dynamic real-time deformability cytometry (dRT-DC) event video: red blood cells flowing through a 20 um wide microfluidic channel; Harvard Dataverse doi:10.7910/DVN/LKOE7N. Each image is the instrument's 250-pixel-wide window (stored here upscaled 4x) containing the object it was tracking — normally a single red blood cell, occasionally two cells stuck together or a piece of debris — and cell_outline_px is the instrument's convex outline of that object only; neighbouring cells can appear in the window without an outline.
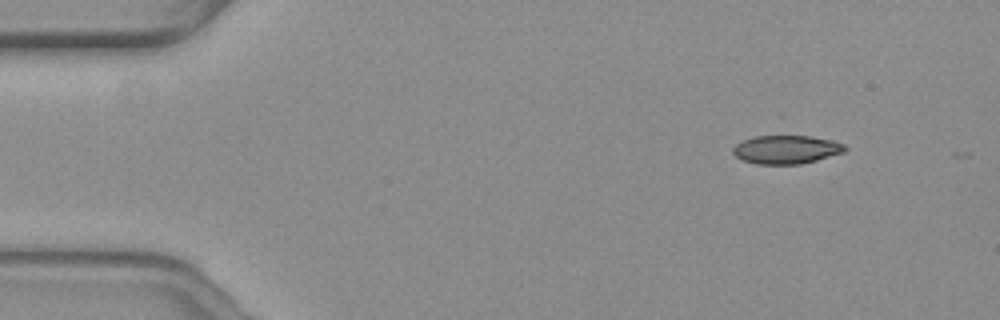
{"species": "common noctule bat (a hibernating species)", "species_latin": "Nyctalus noctula", "temperature_condition": "warm", "stored_images_in_passage": 44, "camera_frame_rate_fps": 3000, "um_per_image_px": 0.085, "animal": {"sex": "female", "body_mass_g": 19.3, "forearm_length_mm": 54.1}, "frame": {"image": 1, "passage_image": 1, "time_ms": 0.0, "image_size_px": [1000, 320], "cell_outline_px": [[848, 148], [844, 152], [816, 160], [800, 164], [756, 164], [744, 160], [736, 156], [732, 152], [732, 148], [736, 144], [752, 136], [780, 132], [784, 132], [832, 140], [844, 144]], "centroid_in_image_um": [66.81, 12.65], "position_along_channel_um": 18.2, "area_um2": 19.36}}
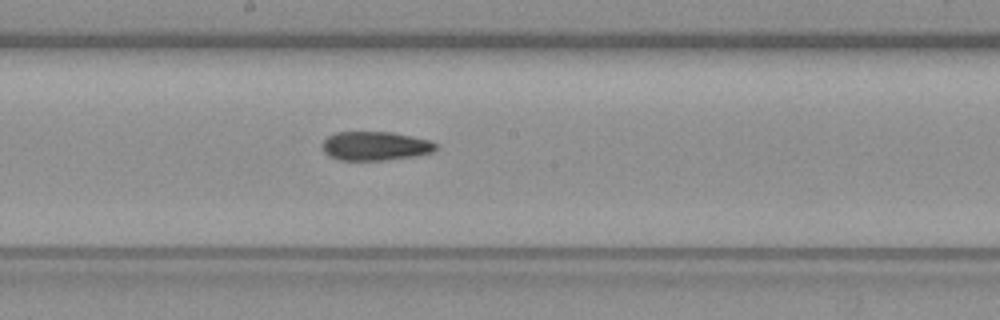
{"frame": {"image": 2, "passage_image": 25, "time_ms": 8.0, "image_size_px": [1000, 320], "cell_outline_px": [[436, 148], [432, 152], [416, 156], [384, 160], [340, 160], [328, 156], [324, 152], [324, 140], [328, 136], [336, 132], [392, 132], [412, 136], [428, 140], [436, 144]], "centroid_in_image_um": [31.89, 12.41], "position_along_channel_um": 216.3, "area_um2": 19.02}}
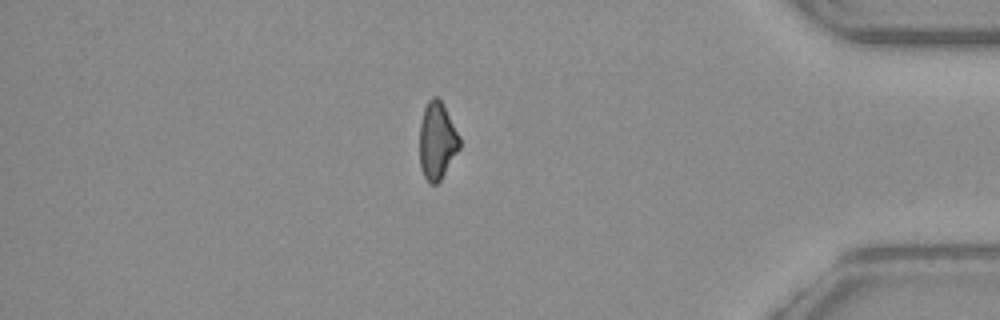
{"frame": {"image": 3, "passage_image": 43, "time_ms": 14.0, "image_size_px": [1000, 320], "cell_outline_px": [[460, 148], [440, 180], [436, 184], [428, 184], [420, 168], [420, 124], [424, 108], [428, 100], [432, 96], [436, 96], [440, 100], [460, 136]], "centroid_in_image_um": [37.14, 11.99], "position_along_channel_um": 398.1, "area_um2": 17.92}}